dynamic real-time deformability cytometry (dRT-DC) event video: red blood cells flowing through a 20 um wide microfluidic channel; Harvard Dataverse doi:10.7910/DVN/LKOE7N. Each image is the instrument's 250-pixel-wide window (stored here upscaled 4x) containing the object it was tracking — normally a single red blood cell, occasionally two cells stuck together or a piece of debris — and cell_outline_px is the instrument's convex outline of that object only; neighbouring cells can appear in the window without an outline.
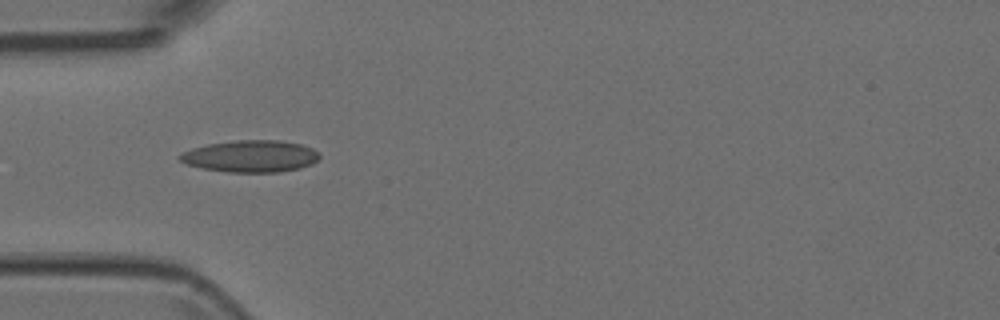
{"species": "Egyptian fruit bat (a non-hibernating species)", "species_latin": "Rousettus aegyptiacus", "temperature_condition": "room temperature", "stored_images_in_passage": 2, "camera_frame_rate_fps": 3000, "um_per_image_px": 0.085, "animal": {"sex": "female"}, "frame": {"image": 1, "passage_image": 1, "time_ms": 0.0, "image_size_px": [1000, 320], "cell_outline_px": [[320, 156], [312, 164], [300, 168], [280, 172], [228, 172], [204, 168], [188, 164], [180, 160], [176, 156], [192, 148], [208, 144], [232, 140], [280, 140], [300, 144], [312, 148]], "centroid_in_image_um": [21.3, 13.27], "position_along_channel_um": 63.7, "area_um2": 25.84}}
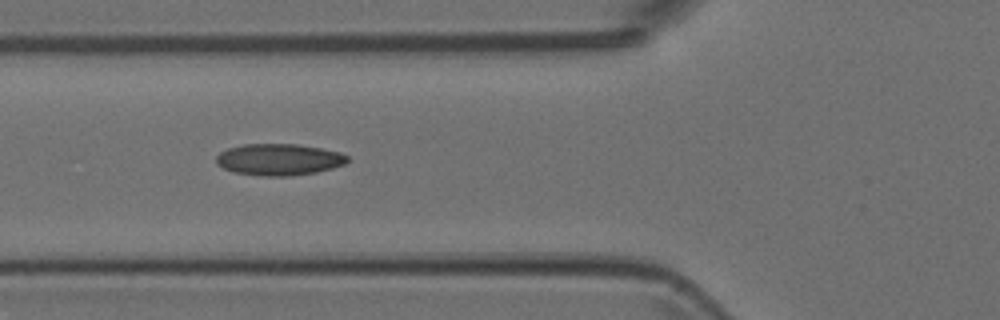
{"frame": {"image": 2, "passage_image": 2, "time_ms": 0.333, "image_size_px": [1000, 320], "cell_outline_px": [[348, 160], [344, 164], [332, 168], [316, 172], [292, 176], [264, 176], [232, 172], [216, 164], [216, 156], [220, 152], [228, 148], [244, 144], [296, 144], [320, 148], [340, 152], [348, 156]], "centroid_in_image_um": [23.69, 13.56], "position_along_channel_um": 102.1, "area_um2": 24.16}}